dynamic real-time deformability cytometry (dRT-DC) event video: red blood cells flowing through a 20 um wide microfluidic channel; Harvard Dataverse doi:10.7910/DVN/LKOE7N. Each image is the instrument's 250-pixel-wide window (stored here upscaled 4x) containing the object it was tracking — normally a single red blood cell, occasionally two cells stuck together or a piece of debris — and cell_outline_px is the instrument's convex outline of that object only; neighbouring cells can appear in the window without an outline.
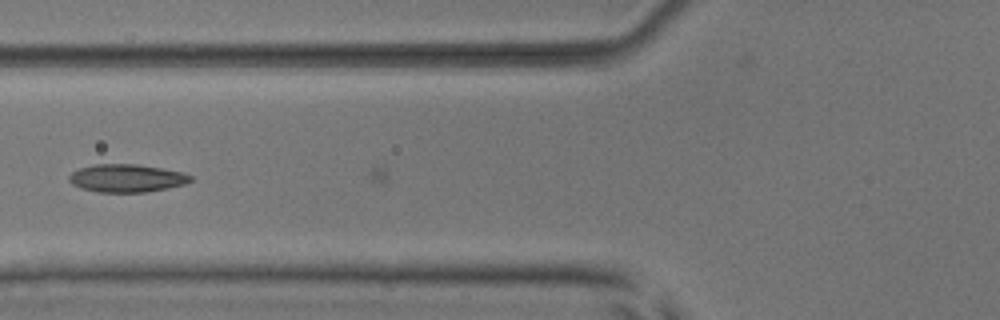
{"species": "common noctule bat (a hibernating species)", "species_latin": "Nyctalus noctula", "temperature_condition": "room temperature", "stored_images_in_passage": 7, "camera_frame_rate_fps": 3000, "um_per_image_px": 0.085, "animal": {"sex": "male", "body_mass_g": 17.9, "forearm_length_mm": 54.2}, "frame": {"image": 1, "passage_image": 6, "time_ms": 1.667, "image_size_px": [1000, 320], "cell_outline_px": [[192, 180], [184, 184], [168, 188], [148, 192], [96, 192], [80, 188], [72, 184], [68, 180], [68, 176], [72, 172], [80, 168], [96, 164], [136, 164], [184, 172], [192, 176]], "centroid_in_image_um": [10.76, 15.15], "position_along_channel_um": 115.0, "area_um2": 19.83}}